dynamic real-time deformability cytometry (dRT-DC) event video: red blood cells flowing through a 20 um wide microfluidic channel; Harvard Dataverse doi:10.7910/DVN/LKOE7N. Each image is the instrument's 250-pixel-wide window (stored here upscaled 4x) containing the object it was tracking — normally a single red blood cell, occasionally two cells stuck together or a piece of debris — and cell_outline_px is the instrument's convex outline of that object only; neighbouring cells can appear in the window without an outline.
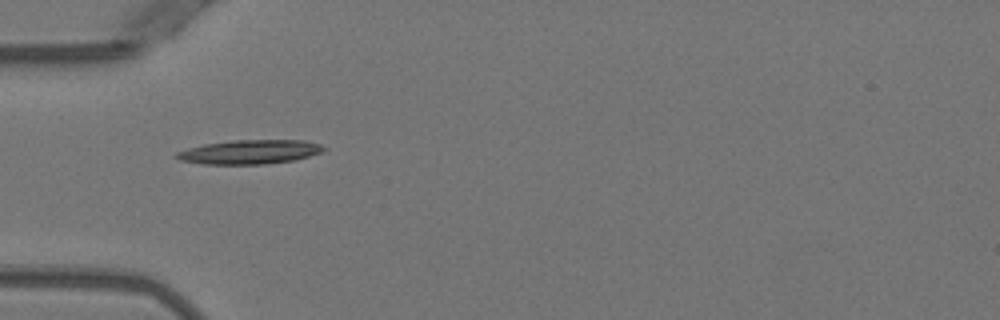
{"species": "Egyptian fruit bat (a non-hibernating species)", "species_latin": "Rousettus aegyptiacus", "temperature_condition": "warm", "stored_images_in_passage": 36, "camera_frame_rate_fps": 3000, "um_per_image_px": 0.085, "animal": {"sex": "female"}, "frame": {"image": 1, "passage_image": 1, "time_ms": 0.0, "image_size_px": [1000, 320], "cell_outline_px": [[328, 148], [320, 152], [308, 156], [292, 160], [264, 164], [204, 164], [180, 160], [172, 156], [176, 152], [188, 148], [204, 144], [236, 140], [304, 140], [320, 144]], "centroid_in_image_um": [21.19, 12.91], "position_along_channel_um": 63.8, "area_um2": 20.58}}
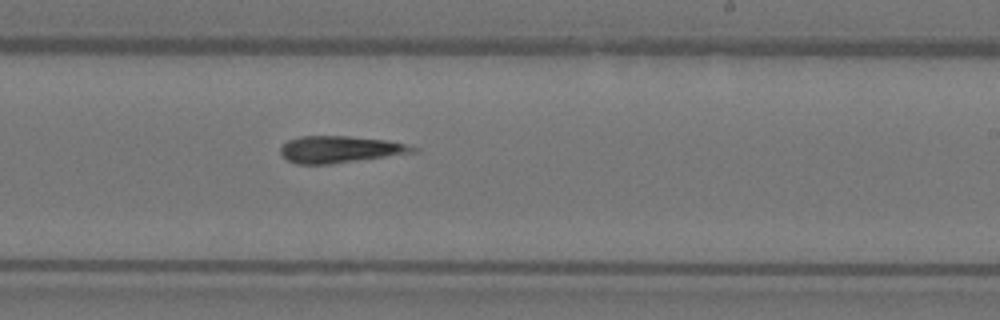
{"frame": {"image": 2, "passage_image": 16, "time_ms": 5.0, "image_size_px": [1000, 320], "cell_outline_px": [[416, 152], [328, 164], [296, 164], [288, 160], [280, 152], [280, 148], [288, 140], [300, 136], [348, 136], [384, 140], [404, 144], [416, 148]], "centroid_in_image_um": [28.83, 12.69], "position_along_channel_um": 260.2, "area_um2": 20.23}}
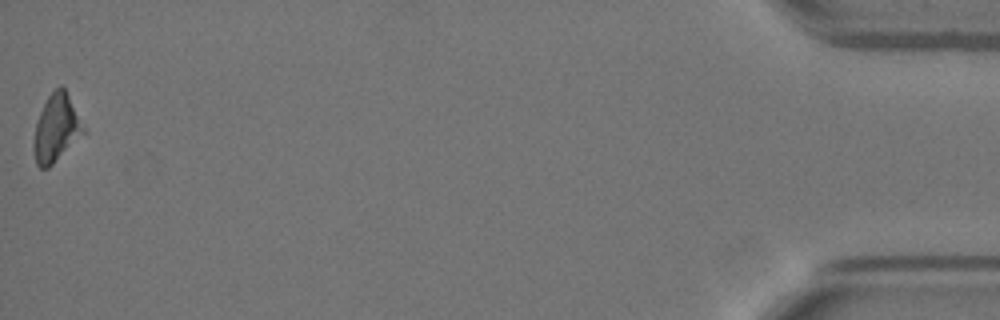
{"frame": {"image": 3, "passage_image": 36, "time_ms": 11.667, "image_size_px": [1000, 320], "cell_outline_px": [[84, 132], [48, 168], [40, 168], [36, 164], [32, 144], [36, 124], [40, 112], [48, 96], [60, 84], [64, 88], [84, 128]], "centroid_in_image_um": [4.73, 10.91], "position_along_channel_um": 430.5, "area_um2": 18.79}, "authors_computed_cell_mechanics": {"area_um2": 20.2589, "velocity_mm_per_s": 3.9571, "shape_relaxation_time_tau1_ms": 3.5424, "shape_relaxation_time_tau2_ms": null, "deformation_change_tau1": 0.1571, "deformation_change_tau2": null}}